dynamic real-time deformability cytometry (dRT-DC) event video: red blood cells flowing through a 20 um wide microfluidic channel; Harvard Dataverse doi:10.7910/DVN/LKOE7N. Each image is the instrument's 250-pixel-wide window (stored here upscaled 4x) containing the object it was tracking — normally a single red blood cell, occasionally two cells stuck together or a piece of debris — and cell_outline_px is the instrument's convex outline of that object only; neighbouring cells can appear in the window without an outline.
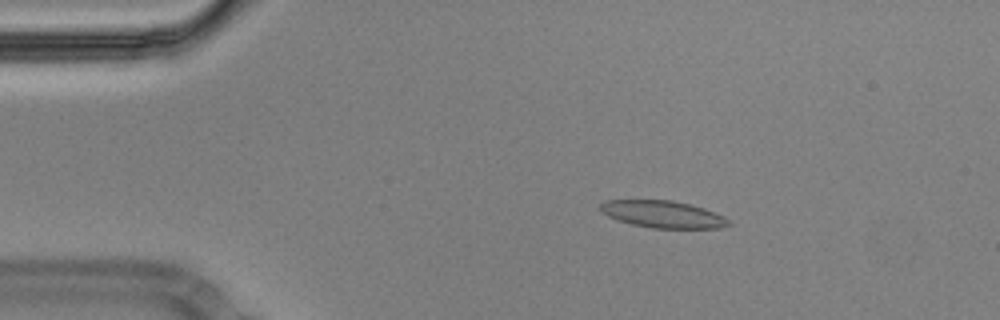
{"species": "Egyptian fruit bat (a non-hibernating species)", "species_latin": "Rousettus aegyptiacus", "temperature_condition": "cold", "stored_images_in_passage": 55, "segment_of_instrument_passage": [1, 2], "camera_frame_rate_fps": 3000, "um_per_image_px": 0.085, "animal": {"sex": "male"}, "frame": {"image": 1, "passage_image": 9, "time_ms": 2.667, "image_size_px": [1000, 320], "cell_outline_px": [[732, 224], [720, 228], [652, 228], [632, 224], [608, 216], [600, 212], [600, 204], [604, 200], [672, 200], [704, 208], [724, 216]], "centroid_in_image_um": [56.34, 18.21], "position_along_channel_um": 28.7, "area_um2": 20.17}}
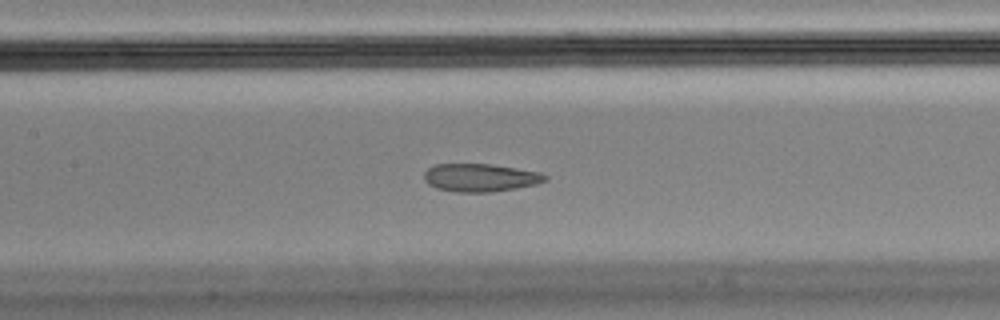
{"frame": {"image": 2, "passage_image": 25, "time_ms": 8.0, "image_size_px": [1000, 320], "cell_outline_px": [[548, 180], [536, 184], [516, 188], [492, 192], [456, 192], [436, 188], [428, 184], [424, 180], [424, 172], [428, 168], [436, 164], [488, 164], [516, 168], [540, 172], [548, 176]], "centroid_in_image_um": [40.82, 15.1], "position_along_channel_um": 166.6, "area_um2": 19.77}}
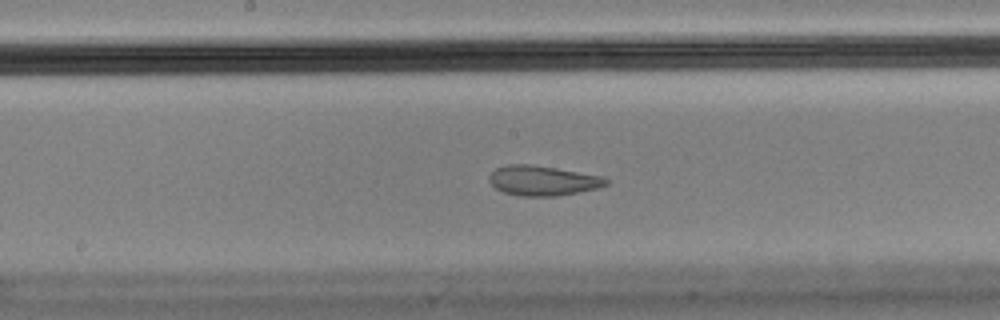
{"frame": {"image": 3, "passage_image": 28, "time_ms": 9.0, "image_size_px": [1000, 320], "cell_outline_px": [[608, 184], [600, 188], [556, 196], [516, 196], [504, 192], [496, 188], [488, 180], [488, 176], [496, 168], [508, 164], [532, 164], [556, 168], [600, 176], [608, 180]], "centroid_in_image_um": [46.11, 15.35], "position_along_channel_um": 202.1, "area_um2": 20.35}}